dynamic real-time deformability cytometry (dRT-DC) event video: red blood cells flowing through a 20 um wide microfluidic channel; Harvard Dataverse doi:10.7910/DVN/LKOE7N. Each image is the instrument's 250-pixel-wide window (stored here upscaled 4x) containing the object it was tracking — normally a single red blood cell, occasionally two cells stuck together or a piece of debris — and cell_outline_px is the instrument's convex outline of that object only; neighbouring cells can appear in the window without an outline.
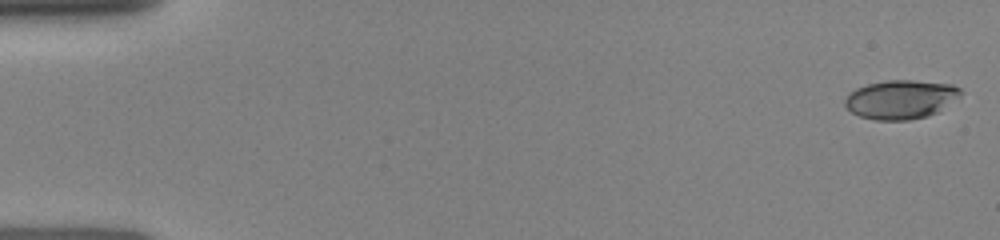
{"species": "human", "species_latin": "Homo sapiens", "temperature_condition": "room temperature", "stored_images_in_passage": 54, "camera_frame_rate_fps": 3000, "um_per_image_px": 0.085, "donor": {"sex": "female"}, "frame": {"image": 1, "passage_image": 1, "time_ms": 0.0, "image_size_px": [1000, 240], "cell_outline_px": [[964, 92], [960, 96], [936, 112], [928, 116], [908, 120], [876, 120], [860, 116], [852, 112], [844, 104], [844, 100], [856, 88], [868, 84], [888, 80], [912, 80], [952, 84], [960, 88]], "centroid_in_image_um": [76.58, 8.44], "position_along_channel_um": 8.4, "area_um2": 26.01}}
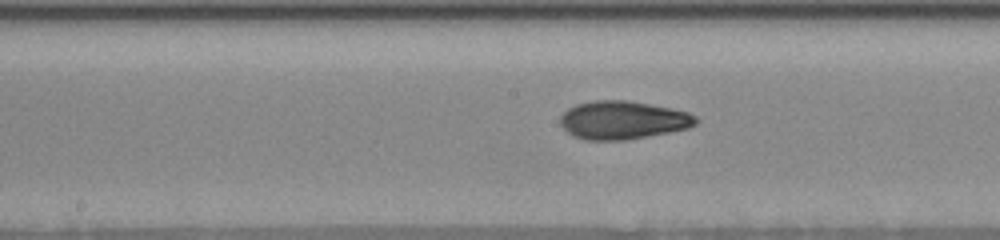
{"frame": {"image": 2, "passage_image": 28, "time_ms": 8.0, "image_size_px": [1000, 240], "cell_outline_px": [[696, 124], [688, 128], [668, 132], [624, 140], [584, 140], [572, 136], [560, 124], [560, 116], [568, 108], [576, 104], [596, 100], [628, 100], [672, 108], [688, 112], [696, 116]], "centroid_in_image_um": [52.91, 10.2], "position_along_channel_um": 195.3, "area_um2": 30.17}}
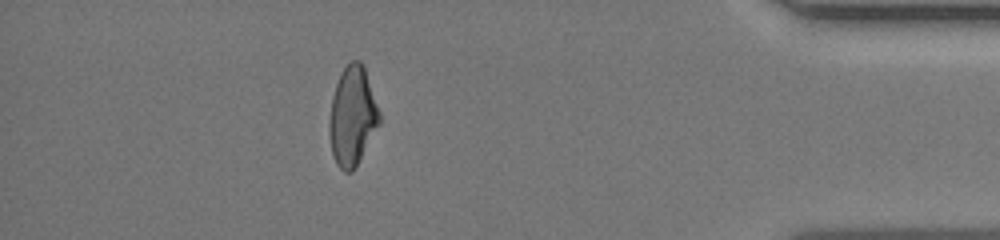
{"frame": {"image": 3, "passage_image": 48, "time_ms": 14.0, "image_size_px": [1000, 240], "cell_outline_px": [[380, 124], [352, 172], [344, 172], [336, 164], [332, 152], [328, 132], [328, 124], [332, 96], [340, 72], [352, 60], [360, 60], [364, 64], [380, 112]], "centroid_in_image_um": [29.95, 9.85], "position_along_channel_um": 405.3, "area_um2": 29.07}}